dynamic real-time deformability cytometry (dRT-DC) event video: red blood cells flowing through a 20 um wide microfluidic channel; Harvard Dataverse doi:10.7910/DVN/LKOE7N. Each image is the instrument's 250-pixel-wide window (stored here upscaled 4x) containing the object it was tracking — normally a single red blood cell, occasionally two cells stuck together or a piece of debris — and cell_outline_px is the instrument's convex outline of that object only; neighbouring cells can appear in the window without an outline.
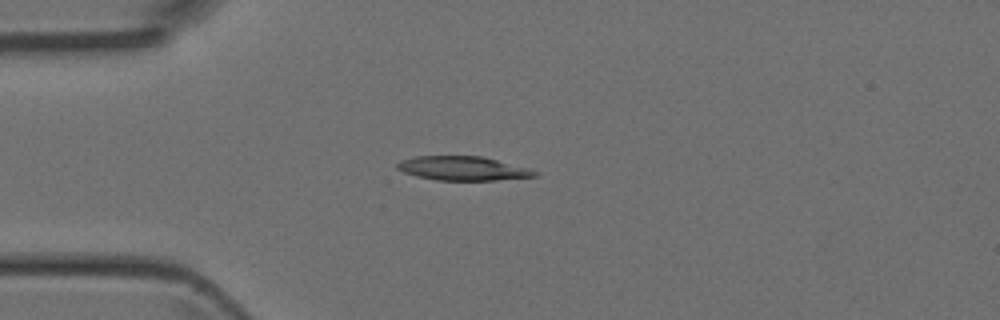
{"species": "Egyptian fruit bat (a non-hibernating species)", "species_latin": "Rousettus aegyptiacus", "temperature_condition": "room temperature", "stored_images_in_passage": 36, "camera_frame_rate_fps": 3000, "um_per_image_px": 0.085, "animal": {"sex": "female"}, "frame": {"image": 1, "passage_image": 1, "time_ms": 0.0, "image_size_px": [1000, 320], "cell_outline_px": [[540, 176], [496, 180], [436, 180], [416, 176], [404, 172], [396, 168], [396, 164], [400, 160], [416, 156], [480, 156], [528, 168], [540, 172]], "centroid_in_image_um": [39.34, 14.32], "position_along_channel_um": 45.7, "area_um2": 19.25}}
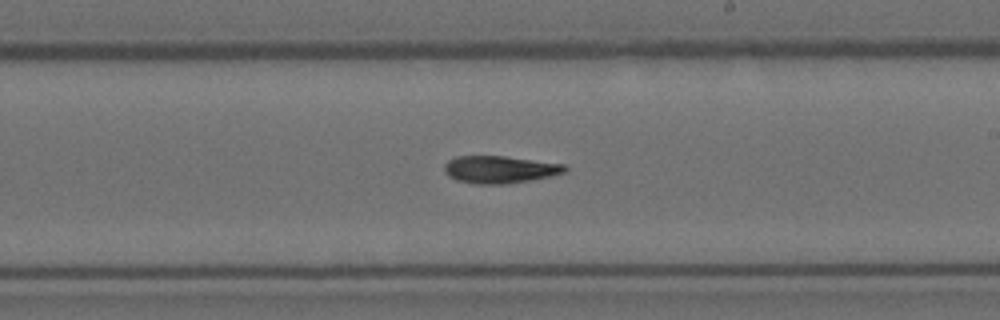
{"frame": {"image": 2, "passage_image": 16, "time_ms": 5.0, "image_size_px": [1000, 320], "cell_outline_px": [[568, 172], [552, 176], [532, 180], [504, 184], [472, 184], [456, 180], [448, 176], [444, 172], [444, 164], [448, 160], [456, 156], [504, 156], [564, 164], [568, 168]], "centroid_in_image_um": [42.48, 14.41], "position_along_channel_um": 246.5, "area_um2": 19.48}}
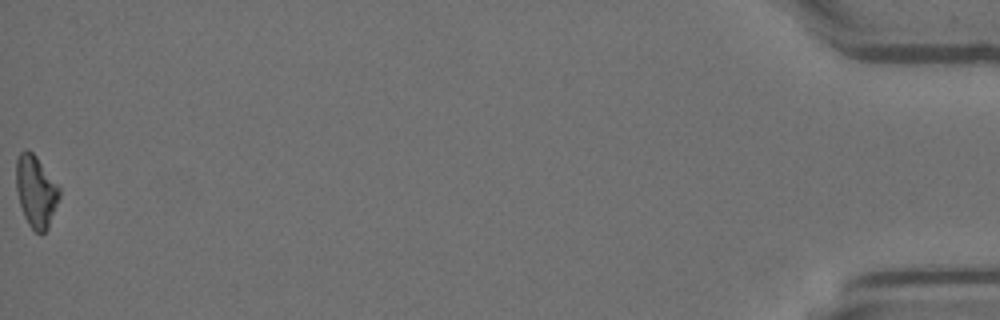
{"frame": {"image": 3, "passage_image": 36, "time_ms": 11.667, "image_size_px": [1000, 320], "cell_outline_px": [[60, 196], [48, 228], [40, 236], [28, 224], [24, 216], [20, 204], [16, 188], [16, 160], [20, 152], [24, 148], [32, 152], [36, 156], [60, 184]], "centroid_in_image_um": [3.07, 16.24], "position_along_channel_um": 432.1, "area_um2": 18.38}}